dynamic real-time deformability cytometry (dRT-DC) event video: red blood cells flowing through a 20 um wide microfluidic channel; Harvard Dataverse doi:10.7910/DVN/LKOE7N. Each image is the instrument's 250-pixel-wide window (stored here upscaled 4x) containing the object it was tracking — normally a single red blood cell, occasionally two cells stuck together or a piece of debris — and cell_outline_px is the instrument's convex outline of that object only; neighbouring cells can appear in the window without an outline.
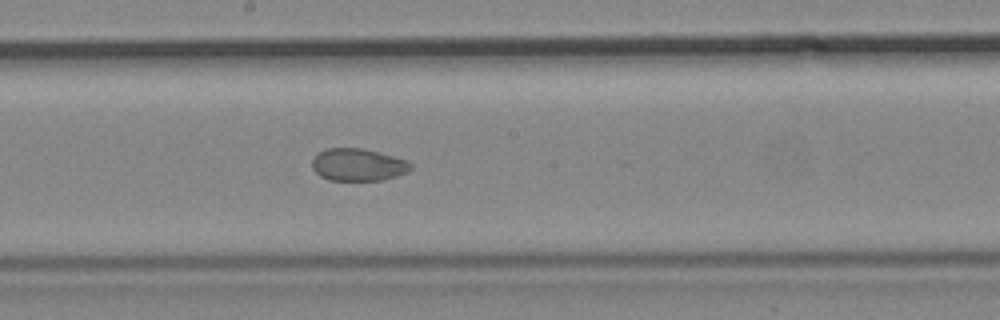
{"species": "common noctule bat (a hibernating species)", "species_latin": "Nyctalus noctula", "temperature_condition": "cold", "stored_images_in_passage": 7, "camera_frame_rate_fps": 3000, "um_per_image_px": 0.085, "animal": {"sex": "male", "body_mass_g": 19.2, "forearm_length_mm": 51.8}, "frame": {"image": 1, "passage_image": 7, "time_ms": 7.0, "image_size_px": [1000, 320], "cell_outline_px": [[412, 168], [408, 172], [384, 180], [328, 180], [320, 176], [312, 168], [312, 160], [320, 152], [328, 148], [360, 148], [380, 152], [408, 160], [412, 164]], "centroid_in_image_um": [30.47, 14.01], "position_along_channel_um": 217.7, "area_um2": 18.67}}